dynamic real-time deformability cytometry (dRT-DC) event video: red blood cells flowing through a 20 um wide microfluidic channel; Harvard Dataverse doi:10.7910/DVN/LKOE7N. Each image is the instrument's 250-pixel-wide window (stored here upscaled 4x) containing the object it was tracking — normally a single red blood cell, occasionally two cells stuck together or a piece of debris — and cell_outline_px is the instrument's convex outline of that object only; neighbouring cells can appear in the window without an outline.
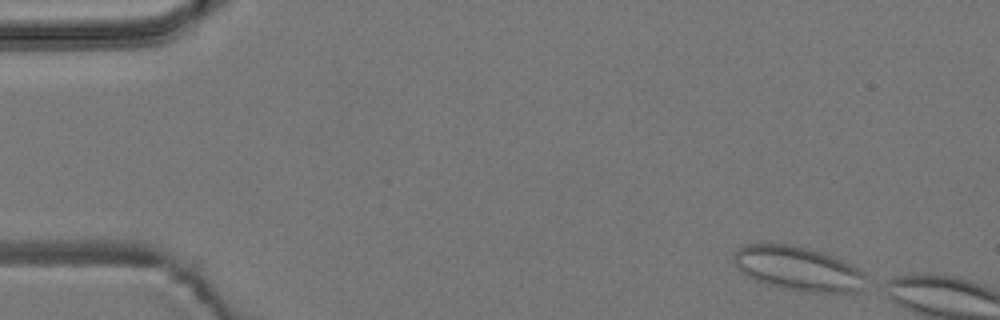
{"species": "common noctule bat (a hibernating species)", "species_latin": "Nyctalus noctula", "temperature_condition": "room temperature", "stored_images_in_passage": 6, "camera_frame_rate_fps": 3000, "um_per_image_px": 0.085, "animal": {"sex": "male", "body_mass_g": 19.2, "forearm_length_mm": 51.8}, "frame": {"image": 1, "passage_image": 2, "time_ms": 0.333, "image_size_px": [1000, 320], "cell_outline_px": [[864, 276], [860, 288], [856, 292], [808, 292], [780, 288], [756, 280], [740, 272], [732, 260], [732, 256], [736, 248], [744, 244], [792, 244], [820, 252], [832, 256], [864, 272]], "centroid_in_image_um": [67.73, 22.82], "position_along_channel_um": 17.3, "area_um2": 33.64}}